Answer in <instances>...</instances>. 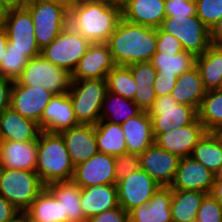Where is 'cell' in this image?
Listing matches in <instances>:
<instances>
[{"mask_svg":"<svg viewBox=\"0 0 222 222\" xmlns=\"http://www.w3.org/2000/svg\"><path fill=\"white\" fill-rule=\"evenodd\" d=\"M195 66L206 91L222 88V46H210L196 57Z\"/></svg>","mask_w":222,"mask_h":222,"instance_id":"29","label":"cell"},{"mask_svg":"<svg viewBox=\"0 0 222 222\" xmlns=\"http://www.w3.org/2000/svg\"><path fill=\"white\" fill-rule=\"evenodd\" d=\"M206 92L199 71L194 66L177 77L176 85L170 95L178 104L189 105L198 110Z\"/></svg>","mask_w":222,"mask_h":222,"instance_id":"28","label":"cell"},{"mask_svg":"<svg viewBox=\"0 0 222 222\" xmlns=\"http://www.w3.org/2000/svg\"><path fill=\"white\" fill-rule=\"evenodd\" d=\"M8 35L3 25L0 26V62L6 53Z\"/></svg>","mask_w":222,"mask_h":222,"instance_id":"52","label":"cell"},{"mask_svg":"<svg viewBox=\"0 0 222 222\" xmlns=\"http://www.w3.org/2000/svg\"><path fill=\"white\" fill-rule=\"evenodd\" d=\"M79 125L72 108V100L68 93L54 95L50 100L40 120V129L60 133Z\"/></svg>","mask_w":222,"mask_h":222,"instance_id":"20","label":"cell"},{"mask_svg":"<svg viewBox=\"0 0 222 222\" xmlns=\"http://www.w3.org/2000/svg\"><path fill=\"white\" fill-rule=\"evenodd\" d=\"M87 222H129V213L119 205L113 209L91 216L87 219Z\"/></svg>","mask_w":222,"mask_h":222,"instance_id":"45","label":"cell"},{"mask_svg":"<svg viewBox=\"0 0 222 222\" xmlns=\"http://www.w3.org/2000/svg\"><path fill=\"white\" fill-rule=\"evenodd\" d=\"M216 175L191 156L183 157L170 187L173 190H195L210 193Z\"/></svg>","mask_w":222,"mask_h":222,"instance_id":"18","label":"cell"},{"mask_svg":"<svg viewBox=\"0 0 222 222\" xmlns=\"http://www.w3.org/2000/svg\"><path fill=\"white\" fill-rule=\"evenodd\" d=\"M89 1L106 2V3L114 5V0H89Z\"/></svg>","mask_w":222,"mask_h":222,"instance_id":"58","label":"cell"},{"mask_svg":"<svg viewBox=\"0 0 222 222\" xmlns=\"http://www.w3.org/2000/svg\"><path fill=\"white\" fill-rule=\"evenodd\" d=\"M12 222H27V214L25 212L21 213L14 221Z\"/></svg>","mask_w":222,"mask_h":222,"instance_id":"57","label":"cell"},{"mask_svg":"<svg viewBox=\"0 0 222 222\" xmlns=\"http://www.w3.org/2000/svg\"><path fill=\"white\" fill-rule=\"evenodd\" d=\"M90 44L86 38L68 25L53 42L41 50V55L52 64L72 74Z\"/></svg>","mask_w":222,"mask_h":222,"instance_id":"11","label":"cell"},{"mask_svg":"<svg viewBox=\"0 0 222 222\" xmlns=\"http://www.w3.org/2000/svg\"><path fill=\"white\" fill-rule=\"evenodd\" d=\"M7 7L8 6L2 0H0V26L4 23Z\"/></svg>","mask_w":222,"mask_h":222,"instance_id":"55","label":"cell"},{"mask_svg":"<svg viewBox=\"0 0 222 222\" xmlns=\"http://www.w3.org/2000/svg\"><path fill=\"white\" fill-rule=\"evenodd\" d=\"M207 194L208 193L195 190H173L170 205L172 221L196 222L198 209Z\"/></svg>","mask_w":222,"mask_h":222,"instance_id":"31","label":"cell"},{"mask_svg":"<svg viewBox=\"0 0 222 222\" xmlns=\"http://www.w3.org/2000/svg\"><path fill=\"white\" fill-rule=\"evenodd\" d=\"M196 16L211 29L222 18V0H195Z\"/></svg>","mask_w":222,"mask_h":222,"instance_id":"39","label":"cell"},{"mask_svg":"<svg viewBox=\"0 0 222 222\" xmlns=\"http://www.w3.org/2000/svg\"><path fill=\"white\" fill-rule=\"evenodd\" d=\"M120 125L124 132L127 152L139 155L155 144L152 120L146 111H142Z\"/></svg>","mask_w":222,"mask_h":222,"instance_id":"23","label":"cell"},{"mask_svg":"<svg viewBox=\"0 0 222 222\" xmlns=\"http://www.w3.org/2000/svg\"><path fill=\"white\" fill-rule=\"evenodd\" d=\"M27 222H38V221H35V220L31 219V218L27 215Z\"/></svg>","mask_w":222,"mask_h":222,"instance_id":"60","label":"cell"},{"mask_svg":"<svg viewBox=\"0 0 222 222\" xmlns=\"http://www.w3.org/2000/svg\"><path fill=\"white\" fill-rule=\"evenodd\" d=\"M159 28L178 39L183 50L195 57L211 46L210 29L196 15L166 16Z\"/></svg>","mask_w":222,"mask_h":222,"instance_id":"8","label":"cell"},{"mask_svg":"<svg viewBox=\"0 0 222 222\" xmlns=\"http://www.w3.org/2000/svg\"><path fill=\"white\" fill-rule=\"evenodd\" d=\"M116 66L151 61L157 47V28L130 23L123 18L107 42Z\"/></svg>","mask_w":222,"mask_h":222,"instance_id":"1","label":"cell"},{"mask_svg":"<svg viewBox=\"0 0 222 222\" xmlns=\"http://www.w3.org/2000/svg\"><path fill=\"white\" fill-rule=\"evenodd\" d=\"M95 135L98 152L119 156L127 152L124 132L120 124H113L106 120L95 125Z\"/></svg>","mask_w":222,"mask_h":222,"instance_id":"33","label":"cell"},{"mask_svg":"<svg viewBox=\"0 0 222 222\" xmlns=\"http://www.w3.org/2000/svg\"><path fill=\"white\" fill-rule=\"evenodd\" d=\"M209 194L222 205V179H217L215 177Z\"/></svg>","mask_w":222,"mask_h":222,"instance_id":"51","label":"cell"},{"mask_svg":"<svg viewBox=\"0 0 222 222\" xmlns=\"http://www.w3.org/2000/svg\"><path fill=\"white\" fill-rule=\"evenodd\" d=\"M53 2L56 5L63 7L66 11L70 12L80 0H47Z\"/></svg>","mask_w":222,"mask_h":222,"instance_id":"53","label":"cell"},{"mask_svg":"<svg viewBox=\"0 0 222 222\" xmlns=\"http://www.w3.org/2000/svg\"><path fill=\"white\" fill-rule=\"evenodd\" d=\"M130 1L131 0H114V6L120 7L122 9Z\"/></svg>","mask_w":222,"mask_h":222,"instance_id":"56","label":"cell"},{"mask_svg":"<svg viewBox=\"0 0 222 222\" xmlns=\"http://www.w3.org/2000/svg\"><path fill=\"white\" fill-rule=\"evenodd\" d=\"M60 134L74 167L98 152L95 125L79 124L60 132Z\"/></svg>","mask_w":222,"mask_h":222,"instance_id":"19","label":"cell"},{"mask_svg":"<svg viewBox=\"0 0 222 222\" xmlns=\"http://www.w3.org/2000/svg\"><path fill=\"white\" fill-rule=\"evenodd\" d=\"M38 139L29 142L3 141L0 147V168L35 171Z\"/></svg>","mask_w":222,"mask_h":222,"instance_id":"21","label":"cell"},{"mask_svg":"<svg viewBox=\"0 0 222 222\" xmlns=\"http://www.w3.org/2000/svg\"><path fill=\"white\" fill-rule=\"evenodd\" d=\"M108 91L134 100L137 84L127 66H115L106 77Z\"/></svg>","mask_w":222,"mask_h":222,"instance_id":"37","label":"cell"},{"mask_svg":"<svg viewBox=\"0 0 222 222\" xmlns=\"http://www.w3.org/2000/svg\"><path fill=\"white\" fill-rule=\"evenodd\" d=\"M155 99L156 95L153 86H147L144 89L137 86L133 101L142 111L148 112Z\"/></svg>","mask_w":222,"mask_h":222,"instance_id":"47","label":"cell"},{"mask_svg":"<svg viewBox=\"0 0 222 222\" xmlns=\"http://www.w3.org/2000/svg\"><path fill=\"white\" fill-rule=\"evenodd\" d=\"M25 213L38 222H64L62 206L47 187L38 194Z\"/></svg>","mask_w":222,"mask_h":222,"instance_id":"34","label":"cell"},{"mask_svg":"<svg viewBox=\"0 0 222 222\" xmlns=\"http://www.w3.org/2000/svg\"><path fill=\"white\" fill-rule=\"evenodd\" d=\"M127 67L131 70L132 76L139 88L144 89L147 86L154 85L157 71L150 61L134 63Z\"/></svg>","mask_w":222,"mask_h":222,"instance_id":"41","label":"cell"},{"mask_svg":"<svg viewBox=\"0 0 222 222\" xmlns=\"http://www.w3.org/2000/svg\"><path fill=\"white\" fill-rule=\"evenodd\" d=\"M119 205L128 213L145 205L160 185L141 168L116 182Z\"/></svg>","mask_w":222,"mask_h":222,"instance_id":"12","label":"cell"},{"mask_svg":"<svg viewBox=\"0 0 222 222\" xmlns=\"http://www.w3.org/2000/svg\"><path fill=\"white\" fill-rule=\"evenodd\" d=\"M75 167L60 133L41 130L38 136L36 172L43 185L70 181Z\"/></svg>","mask_w":222,"mask_h":222,"instance_id":"3","label":"cell"},{"mask_svg":"<svg viewBox=\"0 0 222 222\" xmlns=\"http://www.w3.org/2000/svg\"><path fill=\"white\" fill-rule=\"evenodd\" d=\"M13 81L0 77V115L10 107Z\"/></svg>","mask_w":222,"mask_h":222,"instance_id":"48","label":"cell"},{"mask_svg":"<svg viewBox=\"0 0 222 222\" xmlns=\"http://www.w3.org/2000/svg\"><path fill=\"white\" fill-rule=\"evenodd\" d=\"M29 59L25 52L6 49L0 62V77L16 81L22 74Z\"/></svg>","mask_w":222,"mask_h":222,"instance_id":"38","label":"cell"},{"mask_svg":"<svg viewBox=\"0 0 222 222\" xmlns=\"http://www.w3.org/2000/svg\"><path fill=\"white\" fill-rule=\"evenodd\" d=\"M2 142H3V140H2L1 133H0V147H1Z\"/></svg>","mask_w":222,"mask_h":222,"instance_id":"61","label":"cell"},{"mask_svg":"<svg viewBox=\"0 0 222 222\" xmlns=\"http://www.w3.org/2000/svg\"><path fill=\"white\" fill-rule=\"evenodd\" d=\"M206 132L205 127L197 118L187 126L159 134L155 138V144L180 158L188 157Z\"/></svg>","mask_w":222,"mask_h":222,"instance_id":"17","label":"cell"},{"mask_svg":"<svg viewBox=\"0 0 222 222\" xmlns=\"http://www.w3.org/2000/svg\"><path fill=\"white\" fill-rule=\"evenodd\" d=\"M44 188L36 171L0 168V195L21 213Z\"/></svg>","mask_w":222,"mask_h":222,"instance_id":"5","label":"cell"},{"mask_svg":"<svg viewBox=\"0 0 222 222\" xmlns=\"http://www.w3.org/2000/svg\"><path fill=\"white\" fill-rule=\"evenodd\" d=\"M140 168L139 155L129 152L115 157L116 182Z\"/></svg>","mask_w":222,"mask_h":222,"instance_id":"42","label":"cell"},{"mask_svg":"<svg viewBox=\"0 0 222 222\" xmlns=\"http://www.w3.org/2000/svg\"><path fill=\"white\" fill-rule=\"evenodd\" d=\"M108 91L106 79L72 80L68 92L79 124L96 125Z\"/></svg>","mask_w":222,"mask_h":222,"instance_id":"4","label":"cell"},{"mask_svg":"<svg viewBox=\"0 0 222 222\" xmlns=\"http://www.w3.org/2000/svg\"><path fill=\"white\" fill-rule=\"evenodd\" d=\"M172 197L171 187L160 186L147 204L129 212V222H173L170 208Z\"/></svg>","mask_w":222,"mask_h":222,"instance_id":"22","label":"cell"},{"mask_svg":"<svg viewBox=\"0 0 222 222\" xmlns=\"http://www.w3.org/2000/svg\"><path fill=\"white\" fill-rule=\"evenodd\" d=\"M154 82V92L156 97L171 94L177 82V75H162L157 71Z\"/></svg>","mask_w":222,"mask_h":222,"instance_id":"46","label":"cell"},{"mask_svg":"<svg viewBox=\"0 0 222 222\" xmlns=\"http://www.w3.org/2000/svg\"><path fill=\"white\" fill-rule=\"evenodd\" d=\"M184 51L178 39L171 34L163 32L157 28V47L156 52L160 53H180Z\"/></svg>","mask_w":222,"mask_h":222,"instance_id":"44","label":"cell"},{"mask_svg":"<svg viewBox=\"0 0 222 222\" xmlns=\"http://www.w3.org/2000/svg\"><path fill=\"white\" fill-rule=\"evenodd\" d=\"M190 156L216 175L222 166V133L206 132Z\"/></svg>","mask_w":222,"mask_h":222,"instance_id":"30","label":"cell"},{"mask_svg":"<svg viewBox=\"0 0 222 222\" xmlns=\"http://www.w3.org/2000/svg\"><path fill=\"white\" fill-rule=\"evenodd\" d=\"M180 159L179 156L165 151L156 144L139 154L140 168L160 186L166 187L172 184Z\"/></svg>","mask_w":222,"mask_h":222,"instance_id":"15","label":"cell"},{"mask_svg":"<svg viewBox=\"0 0 222 222\" xmlns=\"http://www.w3.org/2000/svg\"><path fill=\"white\" fill-rule=\"evenodd\" d=\"M21 214L9 201L0 195V222H12Z\"/></svg>","mask_w":222,"mask_h":222,"instance_id":"49","label":"cell"},{"mask_svg":"<svg viewBox=\"0 0 222 222\" xmlns=\"http://www.w3.org/2000/svg\"><path fill=\"white\" fill-rule=\"evenodd\" d=\"M3 26L8 35L6 49L25 52L28 59L41 55L34 34L32 15L25 6L7 7Z\"/></svg>","mask_w":222,"mask_h":222,"instance_id":"9","label":"cell"},{"mask_svg":"<svg viewBox=\"0 0 222 222\" xmlns=\"http://www.w3.org/2000/svg\"><path fill=\"white\" fill-rule=\"evenodd\" d=\"M210 45L222 46V18L210 29Z\"/></svg>","mask_w":222,"mask_h":222,"instance_id":"50","label":"cell"},{"mask_svg":"<svg viewBox=\"0 0 222 222\" xmlns=\"http://www.w3.org/2000/svg\"><path fill=\"white\" fill-rule=\"evenodd\" d=\"M16 81L24 86H40L55 95H59L69 92L72 76L67 70L52 64L42 55H39L29 59Z\"/></svg>","mask_w":222,"mask_h":222,"instance_id":"7","label":"cell"},{"mask_svg":"<svg viewBox=\"0 0 222 222\" xmlns=\"http://www.w3.org/2000/svg\"><path fill=\"white\" fill-rule=\"evenodd\" d=\"M63 209L64 222H87L81 205V187L73 180L50 183L46 186Z\"/></svg>","mask_w":222,"mask_h":222,"instance_id":"27","label":"cell"},{"mask_svg":"<svg viewBox=\"0 0 222 222\" xmlns=\"http://www.w3.org/2000/svg\"><path fill=\"white\" fill-rule=\"evenodd\" d=\"M115 66L107 43H91L71 74L72 80L106 79Z\"/></svg>","mask_w":222,"mask_h":222,"instance_id":"16","label":"cell"},{"mask_svg":"<svg viewBox=\"0 0 222 222\" xmlns=\"http://www.w3.org/2000/svg\"><path fill=\"white\" fill-rule=\"evenodd\" d=\"M8 7L9 6H24L27 0H2Z\"/></svg>","mask_w":222,"mask_h":222,"instance_id":"54","label":"cell"},{"mask_svg":"<svg viewBox=\"0 0 222 222\" xmlns=\"http://www.w3.org/2000/svg\"><path fill=\"white\" fill-rule=\"evenodd\" d=\"M162 75H181L195 66L196 57L186 51L180 53L155 52L151 61Z\"/></svg>","mask_w":222,"mask_h":222,"instance_id":"36","label":"cell"},{"mask_svg":"<svg viewBox=\"0 0 222 222\" xmlns=\"http://www.w3.org/2000/svg\"><path fill=\"white\" fill-rule=\"evenodd\" d=\"M122 19V9L106 2L80 0L69 12L68 25L90 43H107Z\"/></svg>","mask_w":222,"mask_h":222,"instance_id":"2","label":"cell"},{"mask_svg":"<svg viewBox=\"0 0 222 222\" xmlns=\"http://www.w3.org/2000/svg\"><path fill=\"white\" fill-rule=\"evenodd\" d=\"M24 6L32 15L36 42L41 50L68 26L69 12L53 2L27 0Z\"/></svg>","mask_w":222,"mask_h":222,"instance_id":"6","label":"cell"},{"mask_svg":"<svg viewBox=\"0 0 222 222\" xmlns=\"http://www.w3.org/2000/svg\"><path fill=\"white\" fill-rule=\"evenodd\" d=\"M80 205L87 219L119 206L116 184L81 188Z\"/></svg>","mask_w":222,"mask_h":222,"instance_id":"25","label":"cell"},{"mask_svg":"<svg viewBox=\"0 0 222 222\" xmlns=\"http://www.w3.org/2000/svg\"><path fill=\"white\" fill-rule=\"evenodd\" d=\"M40 132L38 123L21 116L11 107L0 115V133L3 141H34L38 139Z\"/></svg>","mask_w":222,"mask_h":222,"instance_id":"24","label":"cell"},{"mask_svg":"<svg viewBox=\"0 0 222 222\" xmlns=\"http://www.w3.org/2000/svg\"><path fill=\"white\" fill-rule=\"evenodd\" d=\"M141 112L142 110L133 100L107 91L102 103L100 121L106 120L113 124H122Z\"/></svg>","mask_w":222,"mask_h":222,"instance_id":"32","label":"cell"},{"mask_svg":"<svg viewBox=\"0 0 222 222\" xmlns=\"http://www.w3.org/2000/svg\"><path fill=\"white\" fill-rule=\"evenodd\" d=\"M81 188L93 185L116 184L115 157L97 152L75 167L72 179Z\"/></svg>","mask_w":222,"mask_h":222,"instance_id":"14","label":"cell"},{"mask_svg":"<svg viewBox=\"0 0 222 222\" xmlns=\"http://www.w3.org/2000/svg\"><path fill=\"white\" fill-rule=\"evenodd\" d=\"M166 16H194L196 15L195 0H165Z\"/></svg>","mask_w":222,"mask_h":222,"instance_id":"43","label":"cell"},{"mask_svg":"<svg viewBox=\"0 0 222 222\" xmlns=\"http://www.w3.org/2000/svg\"><path fill=\"white\" fill-rule=\"evenodd\" d=\"M216 178L217 179H222V166H221L219 172L216 174Z\"/></svg>","mask_w":222,"mask_h":222,"instance_id":"59","label":"cell"},{"mask_svg":"<svg viewBox=\"0 0 222 222\" xmlns=\"http://www.w3.org/2000/svg\"><path fill=\"white\" fill-rule=\"evenodd\" d=\"M196 222H222V205L207 194L197 212Z\"/></svg>","mask_w":222,"mask_h":222,"instance_id":"40","label":"cell"},{"mask_svg":"<svg viewBox=\"0 0 222 222\" xmlns=\"http://www.w3.org/2000/svg\"><path fill=\"white\" fill-rule=\"evenodd\" d=\"M54 95L40 86H24L17 81H13L10 107L21 116L35 121L40 127V120L44 109Z\"/></svg>","mask_w":222,"mask_h":222,"instance_id":"13","label":"cell"},{"mask_svg":"<svg viewBox=\"0 0 222 222\" xmlns=\"http://www.w3.org/2000/svg\"><path fill=\"white\" fill-rule=\"evenodd\" d=\"M147 113L152 120L155 138L161 133L187 126L198 118L196 108L178 104L170 94L156 97Z\"/></svg>","mask_w":222,"mask_h":222,"instance_id":"10","label":"cell"},{"mask_svg":"<svg viewBox=\"0 0 222 222\" xmlns=\"http://www.w3.org/2000/svg\"><path fill=\"white\" fill-rule=\"evenodd\" d=\"M197 112L207 132L222 133V88L207 91Z\"/></svg>","mask_w":222,"mask_h":222,"instance_id":"35","label":"cell"},{"mask_svg":"<svg viewBox=\"0 0 222 222\" xmlns=\"http://www.w3.org/2000/svg\"><path fill=\"white\" fill-rule=\"evenodd\" d=\"M165 17V0H131L122 8V18L137 25L159 28Z\"/></svg>","mask_w":222,"mask_h":222,"instance_id":"26","label":"cell"}]
</instances>
